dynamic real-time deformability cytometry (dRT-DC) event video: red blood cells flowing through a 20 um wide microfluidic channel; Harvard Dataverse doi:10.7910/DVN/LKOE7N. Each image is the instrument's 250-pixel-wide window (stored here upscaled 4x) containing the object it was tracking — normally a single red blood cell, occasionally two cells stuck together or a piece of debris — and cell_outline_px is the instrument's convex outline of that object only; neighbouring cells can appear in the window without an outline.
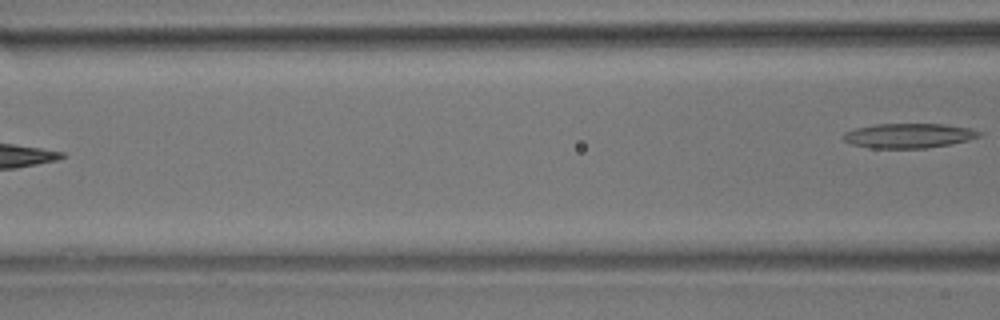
{"species": "common noctule bat (a hibernating species)", "species_latin": "Nyctalus noctula", "temperature_condition": "room temperature", "stored_images_in_passage": 6, "camera_frame_rate_fps": 3000, "um_per_image_px": 0.085, "animal": {"sex": "male", "body_mass_g": 17.9}, "frame": {"image": 1, "passage_image": 6, "time_ms": 1.667, "image_size_px": [1000, 320], "cell_outline_px": [[984, 132], [980, 136], [968, 140], [948, 144], [924, 148], [868, 148], [852, 144], [844, 140], [840, 136], [844, 132], [852, 128], [876, 124], [944, 124], [968, 128]], "centroid_in_image_um": [77.18, 11.52], "position_along_channel_um": 89.4, "area_um2": 19.59}}